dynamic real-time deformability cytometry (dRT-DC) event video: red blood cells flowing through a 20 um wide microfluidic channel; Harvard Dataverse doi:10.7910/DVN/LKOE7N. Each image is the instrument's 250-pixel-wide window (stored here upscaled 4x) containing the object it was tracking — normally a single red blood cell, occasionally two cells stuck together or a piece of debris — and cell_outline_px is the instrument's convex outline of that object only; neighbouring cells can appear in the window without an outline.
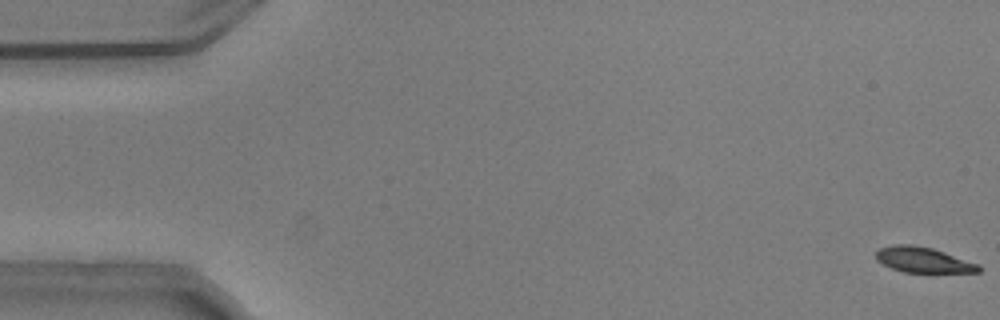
{"species": "common noctule bat (a hibernating species)", "species_latin": "Nyctalus noctula", "temperature_condition": "warm", "stored_images_in_passage": 55, "camera_frame_rate_fps": 3000, "um_per_image_px": 0.085, "animal": {"sex": "male", "body_mass_g": 20.5, "forearm_length_mm": 52.5}, "frame": {"image": 1, "passage_image": 1, "time_ms": 0.0, "image_size_px": [1000, 320], "cell_outline_px": [[980, 272], [904, 272], [892, 268], [876, 260], [876, 252], [880, 248], [892, 244], [912, 244], [932, 248], [980, 264]], "centroid_in_image_um": [78.46, 22.08], "position_along_channel_um": 6.5, "area_um2": 15.14}}
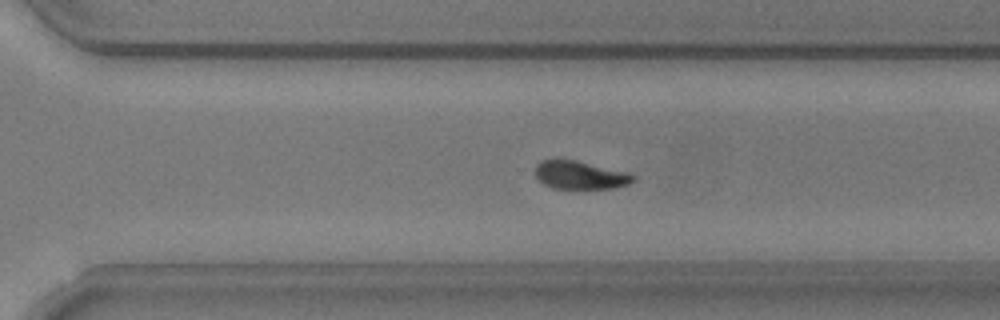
{"frame": {"image": 2, "passage_image": 38, "time_ms": 12.333, "image_size_px": [1000, 320], "cell_outline_px": [[636, 180], [628, 184], [616, 188], [552, 188], [544, 184], [536, 176], [536, 164], [540, 160], [576, 160], [628, 172], [636, 176]], "centroid_in_image_um": [49.35, 14.88], "position_along_channel_um": 321.3, "area_um2": 16.01}}
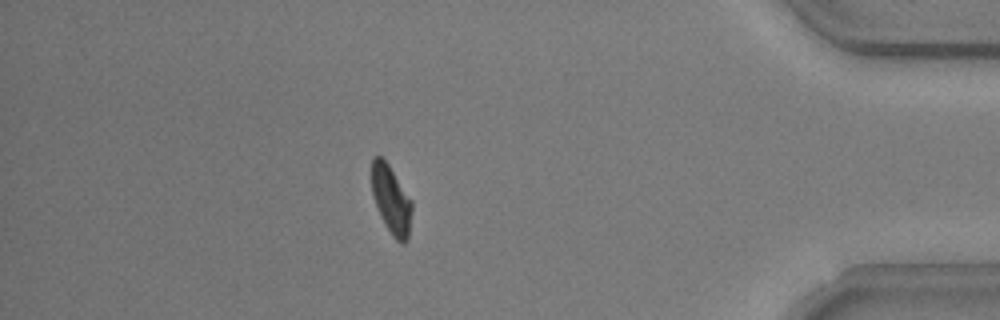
{"frame": {"image": 3, "passage_image": 48, "time_ms": 15.667, "image_size_px": [1000, 320], "cell_outline_px": [[412, 208], [408, 240], [404, 244], [400, 244], [392, 236], [384, 224], [380, 216], [372, 196], [372, 156], [380, 156], [388, 164], [412, 200]], "centroid_in_image_um": [33.25, 17.02], "position_along_channel_um": 401.9, "area_um2": 16.13}, "authors_computed_cell_mechanics": {"area_um2": 16.473, "velocity_mm_per_s": 3.7277, "shape_relaxation_time_tau1_ms": 4.5048, "shape_relaxation_time_tau2_ms": 2.5881, "deformation_change_tau1": 0.1467, "deformation_change_tau2": 0.0714}}